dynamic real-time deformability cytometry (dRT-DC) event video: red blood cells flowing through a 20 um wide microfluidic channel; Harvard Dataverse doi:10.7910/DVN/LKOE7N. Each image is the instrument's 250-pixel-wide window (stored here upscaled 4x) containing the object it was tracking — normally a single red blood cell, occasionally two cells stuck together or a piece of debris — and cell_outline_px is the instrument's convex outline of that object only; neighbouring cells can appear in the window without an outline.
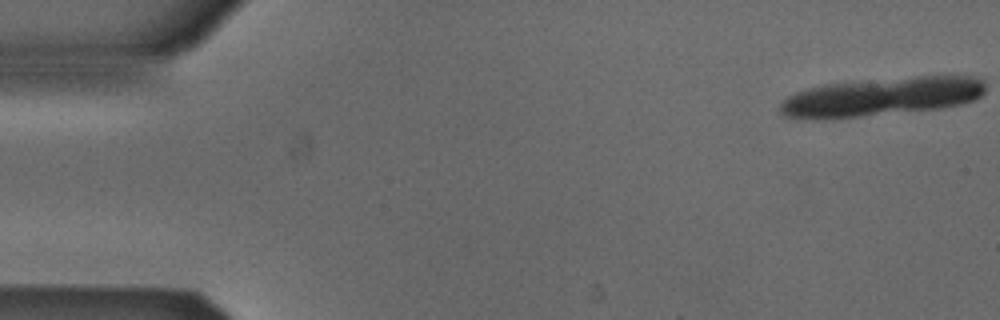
{"species": "Egyptian fruit bat (a non-hibernating species)", "species_latin": "Rousettus aegyptiacus", "temperature_condition": "cold", "stored_images_in_passage": 20, "camera_frame_rate_fps": 3000, "um_per_image_px": 0.085, "animal": {"sex": "male"}, "frame": {"image": 1, "passage_image": 1, "time_ms": 0.0, "image_size_px": [1000, 320], "cell_outline_px": [[984, 92], [980, 96], [972, 100], [960, 104], [940, 108], [856, 116], [784, 116], [780, 112], [780, 104], [788, 96], [796, 92], [808, 88], [824, 84], [916, 76], [972, 76], [984, 80]], "centroid_in_image_um": [75.03, 8.17], "position_along_channel_um": 10.0, "area_um2": 44.51}}